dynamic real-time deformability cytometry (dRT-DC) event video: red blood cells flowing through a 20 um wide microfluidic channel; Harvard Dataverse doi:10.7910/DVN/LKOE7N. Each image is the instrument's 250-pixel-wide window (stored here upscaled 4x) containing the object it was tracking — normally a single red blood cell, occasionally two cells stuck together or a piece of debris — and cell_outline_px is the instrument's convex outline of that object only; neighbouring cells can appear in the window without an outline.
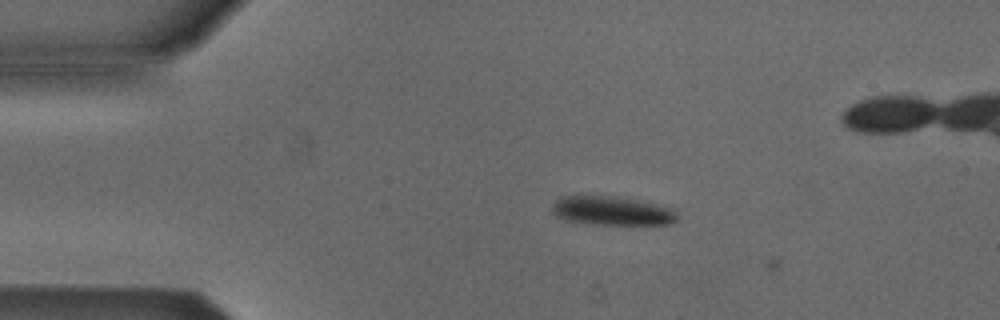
{"species": "Egyptian fruit bat (a non-hibernating species)", "species_latin": "Rousettus aegyptiacus", "temperature_condition": "cold", "stored_images_in_passage": 3, "camera_frame_rate_fps": 3000, "um_per_image_px": 0.085, "animal": {"sex": "male"}, "frame": {"image": 1, "passage_image": 2, "time_ms": 1.0, "image_size_px": [1000, 320], "cell_outline_px": [[676, 220], [672, 224], [592, 224], [568, 220], [556, 216], [552, 212], [552, 204], [560, 196], [612, 196], [672, 208], [676, 212]], "centroid_in_image_um": [51.96, 17.92], "position_along_channel_um": 33.0, "area_um2": 20.63}}